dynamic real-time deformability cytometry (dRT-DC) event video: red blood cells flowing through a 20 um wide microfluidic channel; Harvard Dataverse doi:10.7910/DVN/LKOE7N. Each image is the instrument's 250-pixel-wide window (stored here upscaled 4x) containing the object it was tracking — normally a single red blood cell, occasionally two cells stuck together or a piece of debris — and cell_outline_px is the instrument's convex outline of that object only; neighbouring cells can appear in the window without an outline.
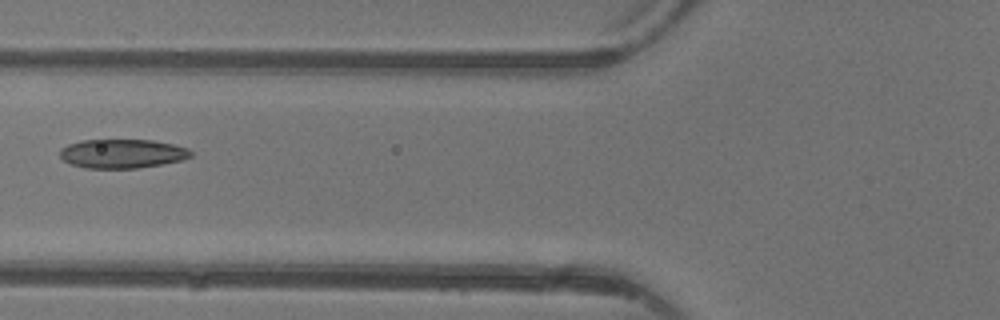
{"species": "common noctule bat (a hibernating species)", "species_latin": "Nyctalus noctula", "temperature_condition": "warm", "stored_images_in_passage": 6, "camera_frame_rate_fps": 3000, "um_per_image_px": 0.085, "animal": {"sex": "female"}, "frame": {"image": 1, "passage_image": 5, "time_ms": 5.667, "image_size_px": [1000, 320], "cell_outline_px": [[192, 156], [180, 160], [160, 164], [136, 168], [84, 168], [72, 164], [64, 160], [60, 156], [60, 148], [68, 144], [80, 140], [152, 140], [172, 144], [188, 148], [192, 152]], "centroid_in_image_um": [10.36, 13.05], "position_along_channel_um": 115.4, "area_um2": 22.02}}
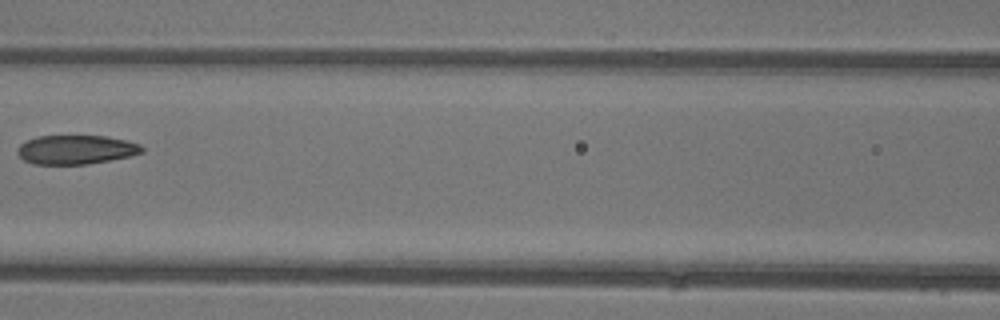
{"frame": {"image": 2, "passage_image": 6, "time_ms": 6.667, "image_size_px": [1000, 320], "cell_outline_px": [[144, 152], [132, 156], [88, 164], [32, 164], [24, 160], [16, 152], [16, 148], [24, 140], [36, 136], [104, 136], [124, 140], [140, 144], [144, 148]], "centroid_in_image_um": [6.43, 12.72], "position_along_channel_um": 160.2, "area_um2": 21.27}}